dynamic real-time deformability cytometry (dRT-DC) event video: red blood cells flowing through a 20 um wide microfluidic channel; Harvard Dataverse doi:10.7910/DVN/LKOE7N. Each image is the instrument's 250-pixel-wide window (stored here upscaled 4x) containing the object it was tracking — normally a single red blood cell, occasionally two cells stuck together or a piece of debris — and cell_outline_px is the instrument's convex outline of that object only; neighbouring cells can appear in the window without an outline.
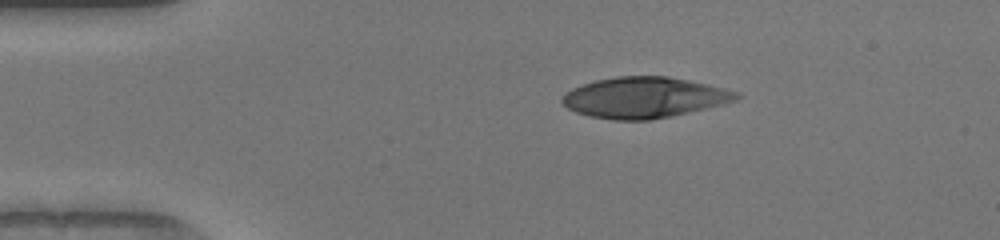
{"species": "human", "species_latin": "Homo sapiens", "temperature_condition": "warm", "stored_images_in_passage": 42, "camera_frame_rate_fps": 3000, "um_per_image_px": 0.085, "donor": {"sex": "female"}, "frame": {"image": 1, "passage_image": 1, "time_ms": 0.0, "image_size_px": [1000, 240], "cell_outline_px": [[740, 96], [736, 100], [724, 104], [672, 116], [648, 120], [612, 120], [588, 116], [576, 112], [568, 108], [560, 100], [572, 88], [596, 80], [616, 76], [668, 76], [708, 84], [724, 88], [736, 92]], "centroid_in_image_um": [54.76, 8.29], "position_along_channel_um": 30.2, "area_um2": 41.27}}
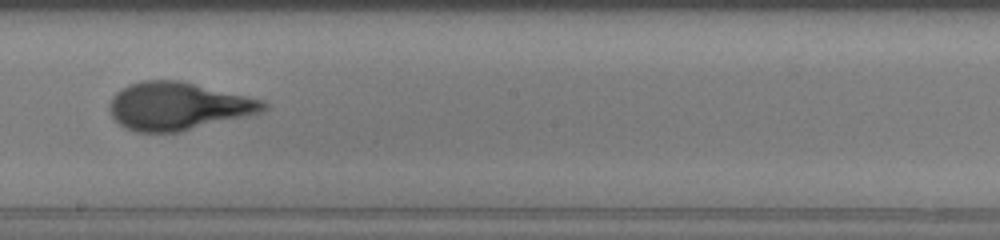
{"frame": {"image": 2, "passage_image": 20, "time_ms": 6.333, "image_size_px": [1000, 240], "cell_outline_px": [[268, 108], [264, 112], [176, 132], [136, 132], [124, 128], [112, 116], [108, 108], [108, 104], [112, 96], [120, 88], [128, 84], [144, 80], [180, 80], [264, 100], [268, 104]], "centroid_in_image_um": [15.11, 9.01], "position_along_channel_um": 233.1, "area_um2": 42.95}}
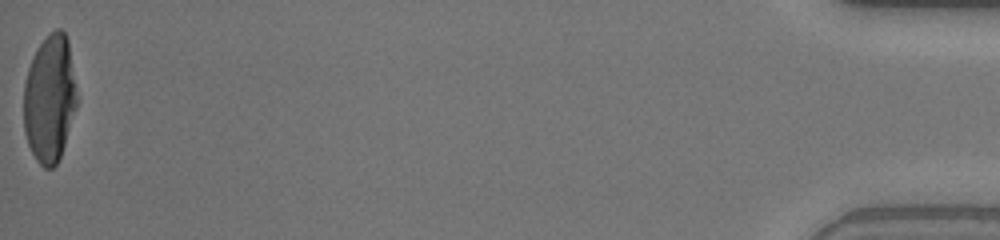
{"frame": {"image": 3, "passage_image": 42, "time_ms": 13.667, "image_size_px": [1000, 240], "cell_outline_px": [[76, 108], [60, 156], [56, 164], [52, 168], [44, 168], [36, 160], [28, 144], [24, 132], [24, 84], [28, 68], [32, 56], [48, 32], [56, 28], [60, 28], [64, 32], [68, 40], [76, 92]], "centroid_in_image_um": [4.2, 8.36], "position_along_channel_um": 431.0, "area_um2": 39.3}, "authors_computed_cell_mechanics": {"area_um2": 41.5582, "velocity_mm_per_s": 4.1186, "shape_relaxation_time_tau1_ms": 5.7304, "shape_relaxation_time_tau2_ms": null, "deformation_change_tau1": 0.3048, "deformation_change_tau2": null}}